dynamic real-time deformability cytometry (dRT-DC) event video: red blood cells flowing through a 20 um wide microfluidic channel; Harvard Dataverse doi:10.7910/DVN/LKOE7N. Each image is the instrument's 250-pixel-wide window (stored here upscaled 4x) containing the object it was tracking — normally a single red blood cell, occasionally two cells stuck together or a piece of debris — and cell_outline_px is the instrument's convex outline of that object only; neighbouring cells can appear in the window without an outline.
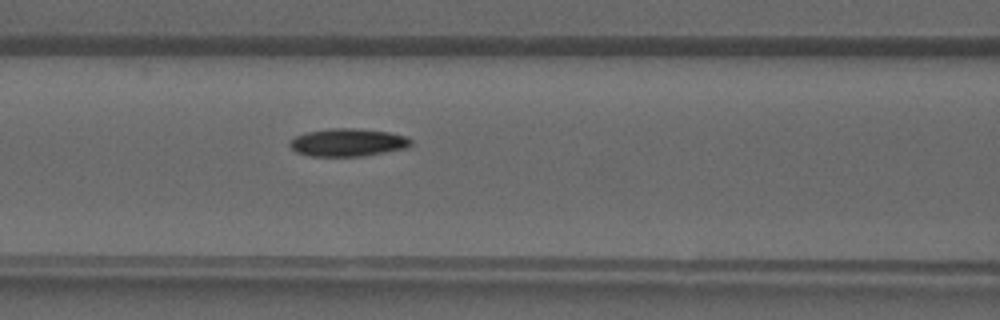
{"species": "common noctule bat (a hibernating species)", "species_latin": "Nyctalus noctula", "temperature_condition": "warm", "stored_images_in_passage": 39, "camera_frame_rate_fps": 3000, "um_per_image_px": 0.085, "animal": {"sex": "male", "forearm_length_mm": 52.5}, "frame": {"image": 1, "passage_image": 16, "time_ms": 5.0, "image_size_px": [1000, 320], "cell_outline_px": [[412, 144], [408, 148], [364, 156], [308, 156], [296, 152], [288, 144], [296, 136], [308, 132], [328, 128], [352, 128], [388, 132], [404, 136], [412, 140]], "centroid_in_image_um": [29.57, 12.11], "position_along_channel_um": 137.0, "area_um2": 19.59}}
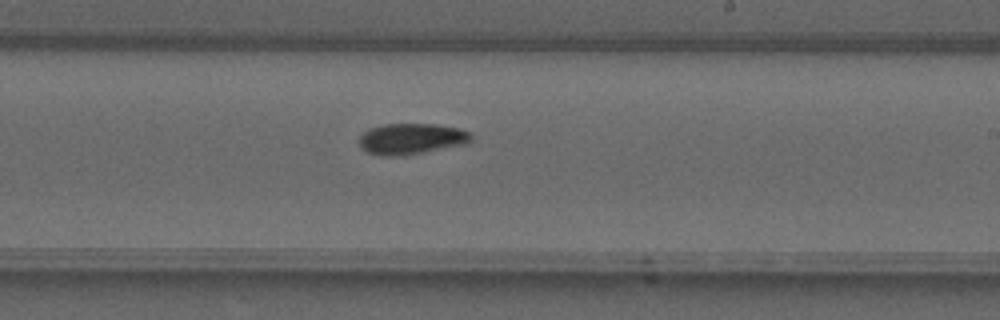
{"frame": {"image": 2, "passage_image": 23, "time_ms": 7.333, "image_size_px": [1000, 320], "cell_outline_px": [[472, 140], [468, 144], [424, 152], [392, 156], [384, 156], [368, 152], [360, 148], [360, 136], [364, 132], [372, 128], [384, 124], [436, 124], [460, 128], [472, 132]], "centroid_in_image_um": [35.03, 11.79], "position_along_channel_um": 254.0, "area_um2": 20.23}}
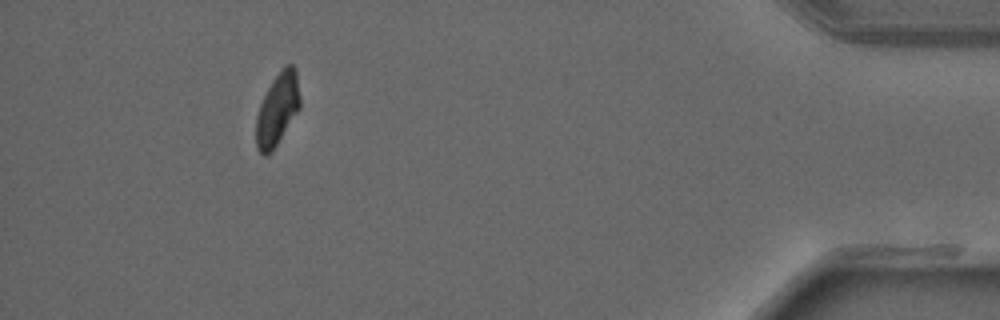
{"frame": {"image": 3, "passage_image": 36, "time_ms": 11.667, "image_size_px": [1000, 320], "cell_outline_px": [[300, 108], [272, 152], [268, 156], [264, 156], [256, 148], [256, 116], [260, 104], [272, 80], [284, 64], [292, 64], [296, 68], [300, 96]], "centroid_in_image_um": [23.58, 9.28], "position_along_channel_um": 411.6, "area_um2": 18.67}}